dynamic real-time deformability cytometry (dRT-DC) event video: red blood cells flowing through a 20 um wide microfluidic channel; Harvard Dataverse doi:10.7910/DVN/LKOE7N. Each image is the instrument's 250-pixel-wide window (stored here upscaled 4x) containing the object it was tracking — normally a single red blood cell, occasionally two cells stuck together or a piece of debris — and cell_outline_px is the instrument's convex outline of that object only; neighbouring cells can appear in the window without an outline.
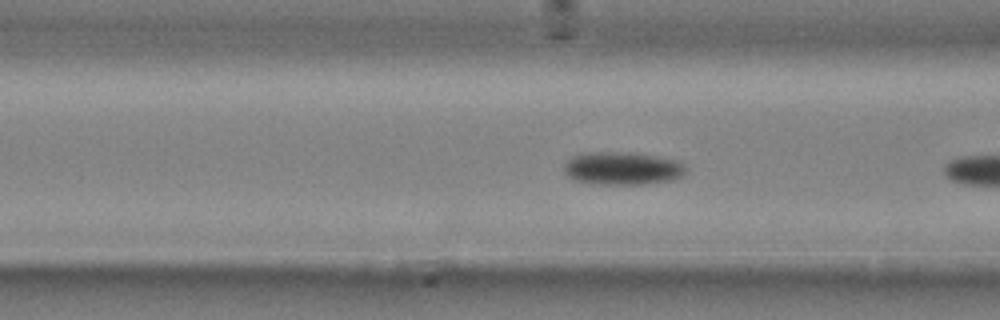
{"species": "common noctule bat (a hibernating species)", "species_latin": "Nyctalus noctula", "temperature_condition": "cold", "stored_images_in_passage": 36, "camera_frame_rate_fps": 3000, "um_per_image_px": 0.085, "animal": {"sex": "male", "body_mass_g": 20.4}, "frame": {"image": 1, "passage_image": 16, "time_ms": 5.0, "image_size_px": [1000, 320], "cell_outline_px": [[684, 176], [676, 180], [644, 184], [588, 184], [572, 180], [564, 172], [564, 164], [572, 156], [580, 152], [632, 152], [680, 160], [684, 164]], "centroid_in_image_um": [52.89, 14.31], "position_along_channel_um": 113.7, "area_um2": 23.99}}
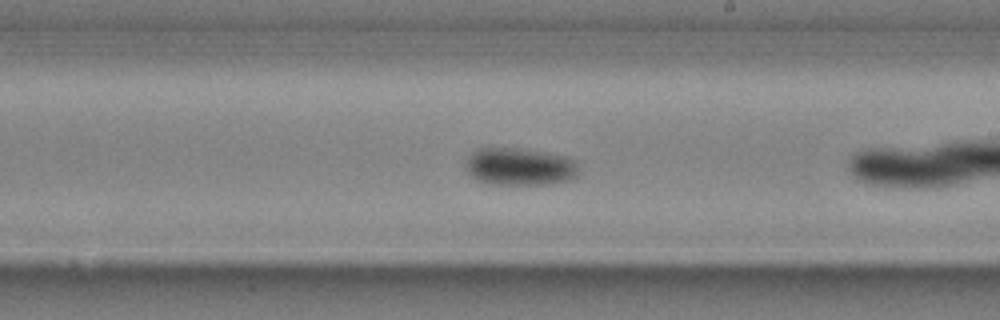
{"frame": {"image": 2, "passage_image": 26, "time_ms": 8.333, "image_size_px": [1000, 320], "cell_outline_px": [[580, 172], [572, 180], [552, 184], [488, 184], [472, 176], [468, 172], [468, 156], [476, 148], [520, 148], [548, 152], [568, 156], [576, 160]], "centroid_in_image_um": [44.27, 14.15], "position_along_channel_um": 244.7, "area_um2": 25.03}}